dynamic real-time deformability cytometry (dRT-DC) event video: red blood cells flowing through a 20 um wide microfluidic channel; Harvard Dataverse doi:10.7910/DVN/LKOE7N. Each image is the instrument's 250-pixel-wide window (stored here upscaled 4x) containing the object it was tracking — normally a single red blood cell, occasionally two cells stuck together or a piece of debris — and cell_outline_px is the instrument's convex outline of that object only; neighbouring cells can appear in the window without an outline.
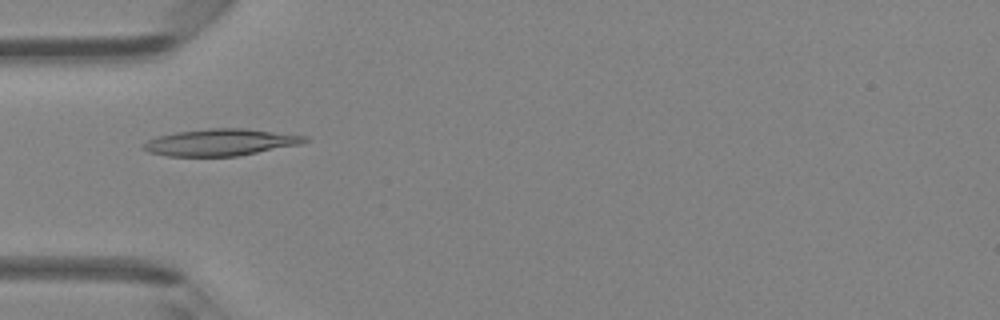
{"species": "Egyptian fruit bat (a non-hibernating species)", "species_latin": "Rousettus aegyptiacus", "temperature_condition": "room temperature", "stored_images_in_passage": 5, "camera_frame_rate_fps": 3000, "um_per_image_px": 0.085, "animal": {"sex": "female"}, "frame": {"image": 1, "passage_image": 5, "time_ms": 1.333, "image_size_px": [1000, 320], "cell_outline_px": [[308, 140], [300, 144], [240, 156], [168, 156], [148, 152], [140, 148], [148, 140], [160, 136], [176, 132], [208, 128], [244, 128], [308, 136]], "centroid_in_image_um": [18.75, 12.1], "position_along_channel_um": 66.3, "area_um2": 25.14}}